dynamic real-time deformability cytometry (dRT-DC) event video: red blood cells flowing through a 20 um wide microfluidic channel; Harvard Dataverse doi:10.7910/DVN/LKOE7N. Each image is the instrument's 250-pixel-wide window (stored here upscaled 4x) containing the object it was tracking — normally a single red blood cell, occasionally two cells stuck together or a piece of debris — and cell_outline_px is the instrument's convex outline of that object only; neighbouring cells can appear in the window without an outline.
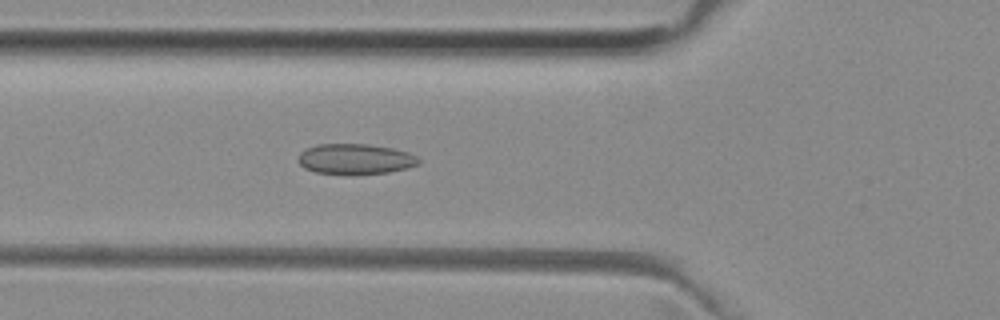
{"species": "common noctule bat (a hibernating species)", "species_latin": "Nyctalus noctula", "temperature_condition": "room temperature", "stored_images_in_passage": 41, "camera_frame_rate_fps": 3000, "um_per_image_px": 0.085, "animal": {"sex": "female", "body_mass_g": 29.2, "forearm_length_mm": 56.3}, "frame": {"image": 1, "passage_image": 8, "time_ms": 2.333, "image_size_px": [1000, 320], "cell_outline_px": [[420, 164], [388, 172], [352, 176], [348, 176], [316, 172], [304, 168], [296, 160], [300, 152], [316, 144], [368, 144], [392, 148], [408, 152], [416, 156], [420, 160]], "centroid_in_image_um": [30.16, 13.54], "position_along_channel_um": 95.6, "area_um2": 21.79}}
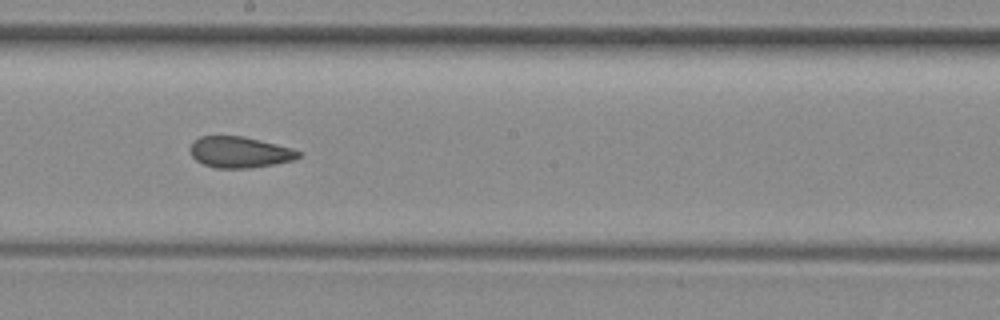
{"frame": {"image": 2, "passage_image": 18, "time_ms": 5.667, "image_size_px": [1000, 320], "cell_outline_px": [[300, 156], [296, 160], [252, 168], [216, 168], [204, 164], [196, 160], [192, 156], [188, 148], [200, 136], [244, 136], [292, 148], [300, 152]], "centroid_in_image_um": [20.38, 12.94], "position_along_channel_um": 227.8, "area_um2": 19.65}}
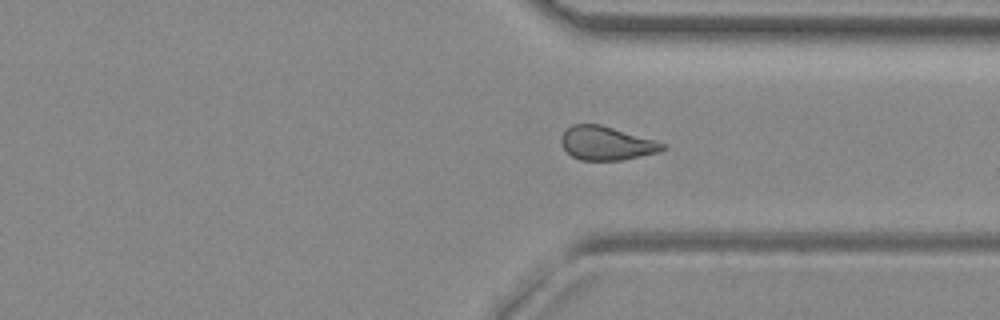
{"frame": {"image": 3, "passage_image": 28, "time_ms": 9.0, "image_size_px": [1000, 320], "cell_outline_px": [[668, 148], [660, 152], [624, 160], [580, 160], [572, 156], [560, 144], [560, 136], [572, 124], [600, 124], [652, 140], [664, 144]], "centroid_in_image_um": [51.52, 12.19], "position_along_channel_um": 359.9, "area_um2": 19.77}, "authors_computed_cell_mechanics": {"area_um2": 20.23, "velocity_mm_per_s": 3.957, "shape_relaxation_time_tau1_ms": null, "shape_relaxation_time_tau2_ms": 2.0312, "deformation_change_tau1": null, "deformation_change_tau2": 0.0697}}